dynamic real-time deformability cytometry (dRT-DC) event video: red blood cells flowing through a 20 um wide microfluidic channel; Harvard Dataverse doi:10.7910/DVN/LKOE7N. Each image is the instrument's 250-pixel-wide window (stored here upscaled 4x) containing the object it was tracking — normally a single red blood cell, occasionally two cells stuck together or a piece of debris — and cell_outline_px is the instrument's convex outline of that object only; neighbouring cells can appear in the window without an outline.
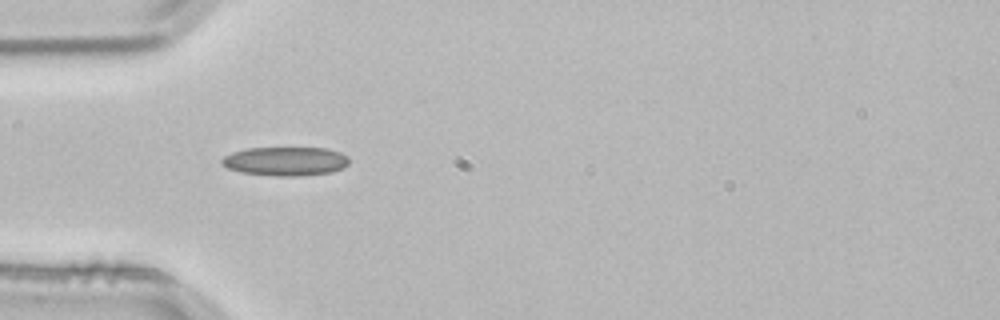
{"species": "common noctule bat (a hibernating species)", "species_latin": "Nyctalus noctula", "temperature_condition": "room temperature", "stored_images_in_passage": 4, "camera_frame_rate_fps": 3000, "um_per_image_px": 0.085, "animal": {"sex": "male", "body_mass_g": 21.5, "forearm_length_mm": 52.0}, "frame": {"image": 1, "passage_image": 4, "time_ms": 1.0, "image_size_px": [1000, 320], "cell_outline_px": [[348, 164], [344, 168], [332, 172], [300, 176], [276, 176], [240, 172], [228, 168], [220, 164], [220, 160], [224, 156], [232, 152], [248, 148], [328, 148], [340, 152], [348, 156]], "centroid_in_image_um": [24.27, 13.71], "position_along_channel_um": 60.7, "area_um2": 21.62}}